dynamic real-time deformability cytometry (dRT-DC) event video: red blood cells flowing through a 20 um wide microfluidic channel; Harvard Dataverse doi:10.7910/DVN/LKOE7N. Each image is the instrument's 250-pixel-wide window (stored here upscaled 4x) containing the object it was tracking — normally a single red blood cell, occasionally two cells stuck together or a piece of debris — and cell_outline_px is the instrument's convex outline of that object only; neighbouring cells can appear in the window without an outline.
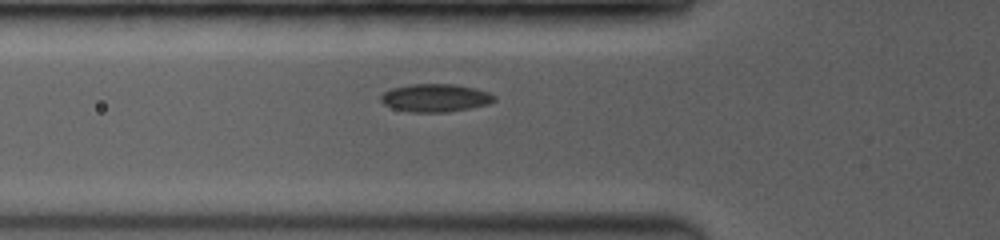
{"species": "common noctule bat (a hibernating species)", "species_latin": "Nyctalus noctula", "temperature_condition": "room temperature", "stored_images_in_passage": 13, "camera_frame_rate_fps": 3500, "um_per_image_px": 0.085, "animal": {"sex": "female", "body_mass_g": 19.0, "forearm_length_mm": 53.3}, "frame": {"image": 1, "passage_image": 2, "time_ms": 0.286, "image_size_px": [1000, 240], "cell_outline_px": [[496, 100], [488, 104], [448, 112], [408, 112], [392, 108], [384, 104], [380, 100], [380, 96], [384, 92], [392, 88], [408, 84], [452, 84], [476, 88], [488, 92], [496, 96]], "centroid_in_image_um": [36.99, 8.32], "position_along_channel_um": 88.8, "area_um2": 18.55}}
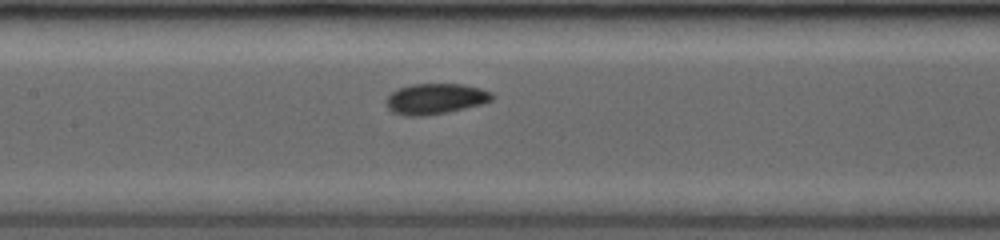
{"frame": {"image": 2, "passage_image": 7, "time_ms": 2.286, "image_size_px": [1000, 240], "cell_outline_px": [[496, 96], [492, 100], [480, 104], [448, 112], [424, 116], [404, 116], [392, 112], [384, 104], [388, 96], [396, 88], [412, 84], [464, 84], [480, 88], [492, 92]], "centroid_in_image_um": [36.99, 8.4], "position_along_channel_um": 170.4, "area_um2": 19.13}}
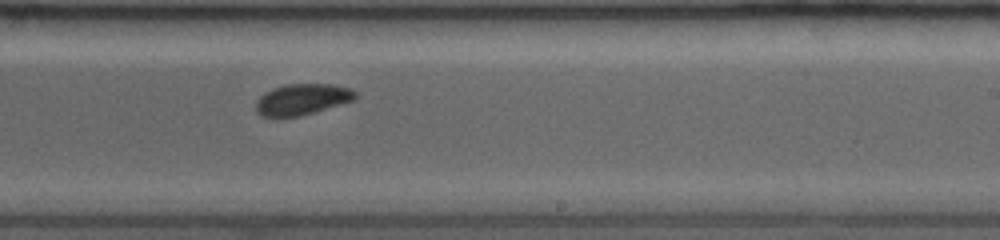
{"frame": {"image": 3, "passage_image": 13, "time_ms": 4.571, "image_size_px": [1000, 240], "cell_outline_px": [[356, 96], [352, 100], [300, 116], [272, 120], [260, 116], [256, 112], [256, 100], [264, 92], [272, 88], [284, 84], [332, 84], [352, 88], [356, 92]], "centroid_in_image_um": [25.58, 8.47], "position_along_channel_um": 263.4, "area_um2": 18.44}}